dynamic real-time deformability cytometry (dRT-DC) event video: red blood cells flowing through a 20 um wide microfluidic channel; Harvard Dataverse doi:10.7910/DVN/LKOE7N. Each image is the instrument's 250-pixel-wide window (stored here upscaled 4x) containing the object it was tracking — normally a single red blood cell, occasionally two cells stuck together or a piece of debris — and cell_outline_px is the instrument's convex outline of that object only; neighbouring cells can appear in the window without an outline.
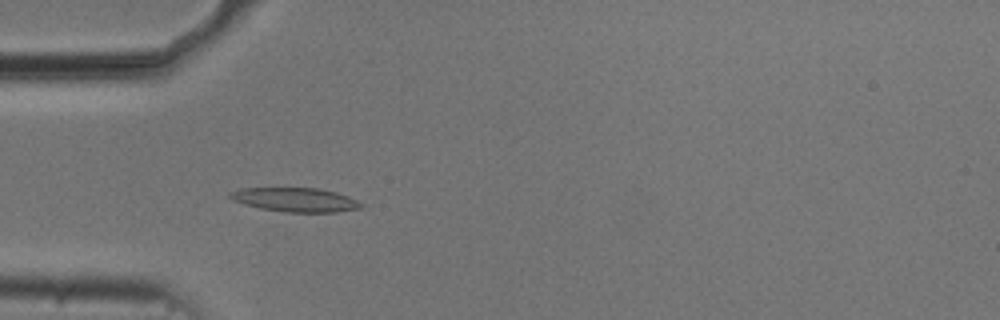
{"species": "common noctule bat (a hibernating species)", "species_latin": "Nyctalus noctula", "temperature_condition": "cold", "stored_images_in_passage": 39, "camera_frame_rate_fps": 3000, "um_per_image_px": 0.085, "animal": {"sex": "male", "body_mass_g": 20.5, "forearm_length_mm": 52.5}, "frame": {"image": 1, "passage_image": 1, "time_ms": 0.0, "image_size_px": [1000, 320], "cell_outline_px": [[364, 208], [336, 212], [284, 212], [260, 208], [244, 204], [232, 200], [228, 196], [228, 192], [240, 188], [316, 188], [348, 196], [364, 204]], "centroid_in_image_um": [25.08, 16.98], "position_along_channel_um": 59.9, "area_um2": 18.38}}
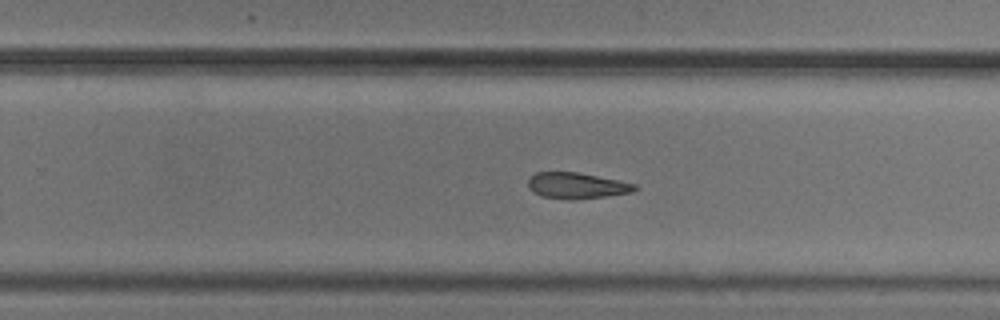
{"frame": {"image": 2, "passage_image": 19, "time_ms": 6.0, "image_size_px": [1000, 320], "cell_outline_px": [[640, 188], [632, 192], [576, 200], [568, 200], [540, 196], [528, 188], [528, 180], [536, 172], [576, 172], [636, 184]], "centroid_in_image_um": [49.0, 15.79], "position_along_channel_um": 280.8, "area_um2": 16.13}}
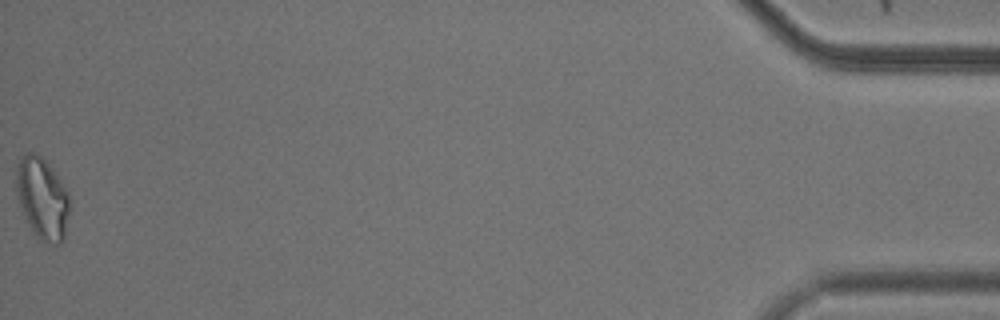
{"frame": {"image": 3, "passage_image": 39, "time_ms": 12.667, "image_size_px": [1000, 320], "cell_outline_px": [[68, 212], [64, 236], [60, 244], [56, 248], [40, 240], [32, 232], [28, 224], [20, 204], [16, 192], [16, 168], [20, 160], [28, 152], [36, 152], [48, 164], [60, 180], [68, 192]], "centroid_in_image_um": [3.58, 16.9], "position_along_channel_um": 431.6, "area_um2": 25.14}, "authors_computed_cell_mechanics": {"area_um2": 17.2244, "velocity_mm_per_s": 3.7196, "shape_relaxation_time_tau1_ms": 3.2669, "shape_relaxation_time_tau2_ms": null, "deformation_change_tau1": 0.1432, "deformation_change_tau2": null}}